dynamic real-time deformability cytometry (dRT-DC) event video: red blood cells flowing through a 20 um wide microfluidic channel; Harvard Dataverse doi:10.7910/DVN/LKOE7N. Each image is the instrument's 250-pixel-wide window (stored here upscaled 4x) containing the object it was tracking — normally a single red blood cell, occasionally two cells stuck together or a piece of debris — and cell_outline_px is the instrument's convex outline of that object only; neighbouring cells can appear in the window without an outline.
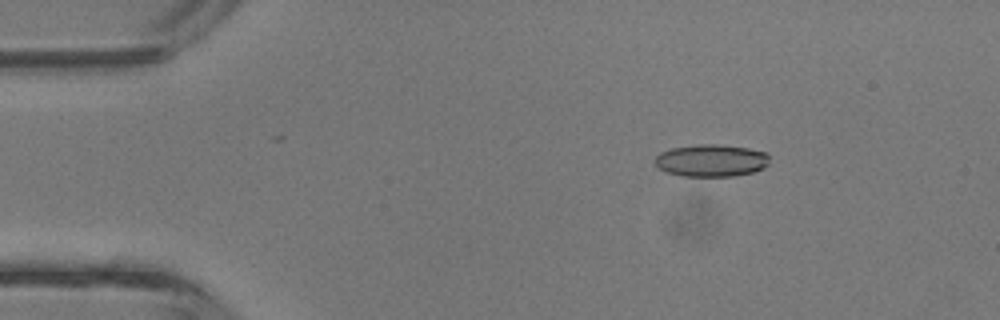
{"species": "common noctule bat (a hibernating species)", "species_latin": "Nyctalus noctula", "temperature_condition": "room temperature", "stored_images_in_passage": 4, "camera_frame_rate_fps": 3000, "um_per_image_px": 0.085, "animal": {"sex": "male", "body_mass_g": 13.3}, "frame": {"image": 1, "passage_image": 1, "time_ms": 0.0, "image_size_px": [1000, 320], "cell_outline_px": [[768, 164], [764, 168], [752, 172], [732, 176], [680, 176], [668, 172], [660, 168], [652, 160], [660, 152], [672, 148], [696, 144], [716, 144], [748, 148], [768, 152]], "centroid_in_image_um": [60.45, 13.63], "position_along_channel_um": 24.6, "area_um2": 21.62}}
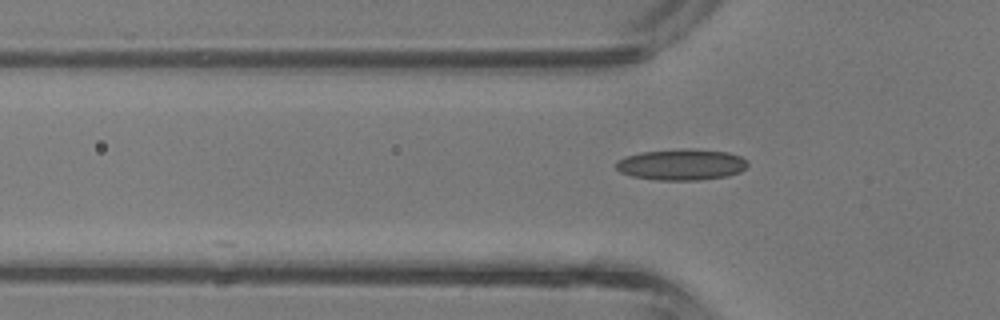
{"frame": {"image": 2, "passage_image": 3, "time_ms": 0.667, "image_size_px": [1000, 320], "cell_outline_px": [[748, 164], [740, 172], [728, 176], [696, 180], [656, 180], [632, 176], [620, 172], [616, 168], [616, 160], [624, 156], [640, 152], [684, 148], [692, 148], [728, 152], [740, 156], [748, 160]], "centroid_in_image_um": [57.91, 13.98], "position_along_channel_um": 67.9, "area_um2": 24.16}}
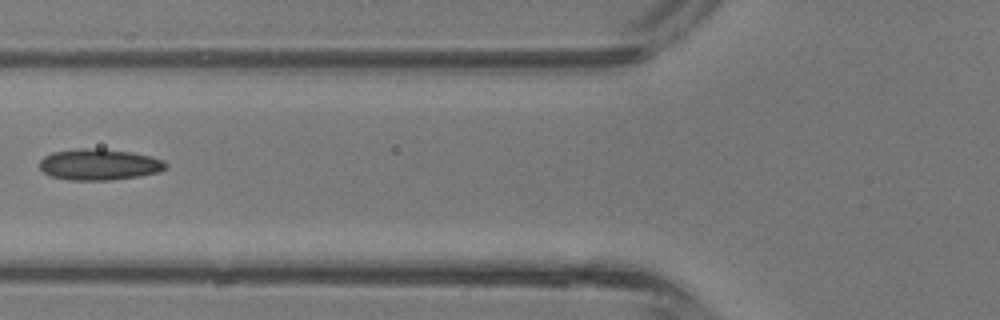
{"frame": {"image": 3, "passage_image": 4, "time_ms": 1.0, "image_size_px": [1000, 320], "cell_outline_px": [[168, 164], [160, 172], [136, 176], [108, 180], [68, 180], [52, 176], [44, 172], [40, 168], [40, 160], [44, 156], [52, 152], [76, 148], [100, 148], [132, 152], [152, 156], [164, 160]], "centroid_in_image_um": [8.43, 13.96], "position_along_channel_um": 117.4, "area_um2": 23.0}}